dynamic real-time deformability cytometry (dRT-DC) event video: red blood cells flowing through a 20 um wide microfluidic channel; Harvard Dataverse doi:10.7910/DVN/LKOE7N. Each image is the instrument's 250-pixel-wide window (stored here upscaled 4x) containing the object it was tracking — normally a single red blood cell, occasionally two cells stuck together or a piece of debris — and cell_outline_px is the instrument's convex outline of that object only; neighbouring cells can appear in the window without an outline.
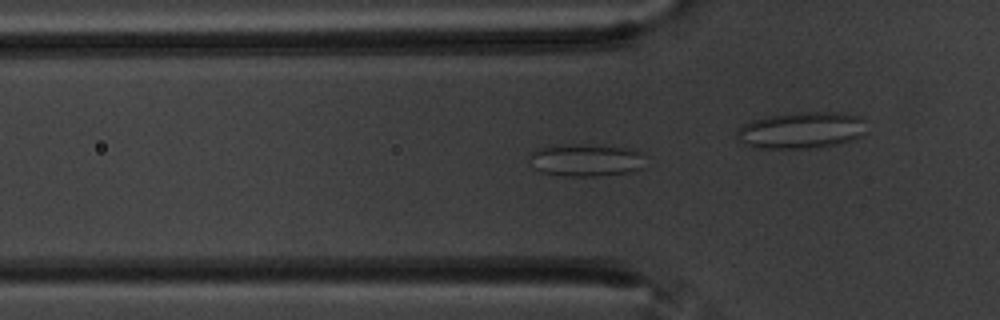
{"species": "common noctule bat (a hibernating species)", "species_latin": "Nyctalus noctula", "temperature_condition": "warm", "stored_images_in_passage": 45, "camera_frame_rate_fps": 3000, "um_per_image_px": 0.085, "animal": {"sex": "male", "body_mass_g": 20.1, "forearm_length_mm": 53.5}, "frame": {"image": 1, "passage_image": 6, "time_ms": 1.667, "image_size_px": [1000, 320], "cell_outline_px": [[640, 168], [632, 172], [596, 176], [564, 176], [540, 172], [536, 168], [532, 156], [532, 152], [540, 148], [572, 144], [580, 144], [628, 148], [636, 152]], "centroid_in_image_um": [49.74, 13.63], "position_along_channel_um": 76.1, "area_um2": 20.87}}
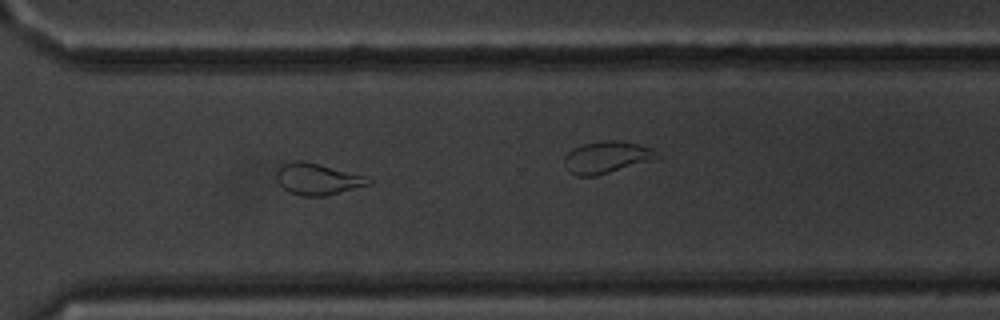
{"frame": {"image": 2, "passage_image": 29, "time_ms": 9.333, "image_size_px": [1000, 320], "cell_outline_px": [[372, 184], [324, 196], [300, 196], [288, 192], [276, 180], [276, 172], [280, 164], [292, 160], [304, 160], [364, 176], [372, 180]], "centroid_in_image_um": [26.93, 15.21], "position_along_channel_um": 343.7, "area_um2": 16.94}}
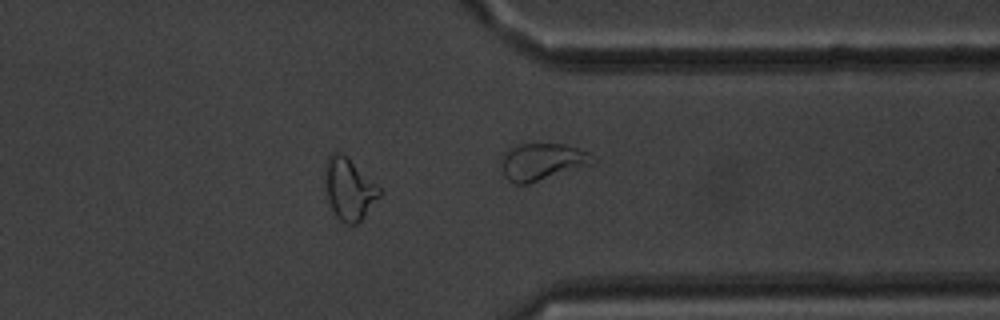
{"frame": {"image": 3, "passage_image": 33, "time_ms": 10.667, "image_size_px": [1000, 320], "cell_outline_px": [[384, 192], [364, 216], [356, 224], [344, 224], [336, 216], [328, 200], [324, 188], [324, 164], [328, 156], [332, 152], [340, 152], [380, 188]], "centroid_in_image_um": [29.63, 16.08], "position_along_channel_um": 381.8, "area_um2": 19.48}, "authors_computed_cell_mechanics": {"area_um2": 18.4382, "velocity_mm_per_s": 3.4844, "shape_relaxation_time_tau1_ms": null, "shape_relaxation_time_tau2_ms": 2.0625, "deformation_change_tau1": null, "deformation_change_tau2": 0.1081}}